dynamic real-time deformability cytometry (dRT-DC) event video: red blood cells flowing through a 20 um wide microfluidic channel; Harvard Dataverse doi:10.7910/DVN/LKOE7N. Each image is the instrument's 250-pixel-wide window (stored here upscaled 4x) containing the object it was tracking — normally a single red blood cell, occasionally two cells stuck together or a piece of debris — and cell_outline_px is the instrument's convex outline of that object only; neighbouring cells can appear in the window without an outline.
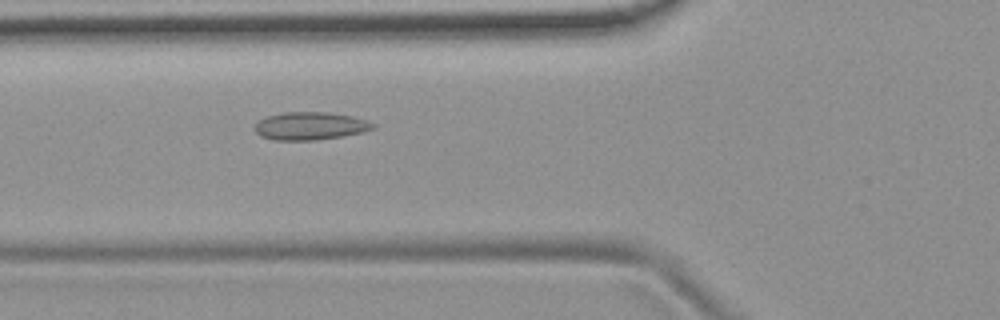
{"species": "common noctule bat (a hibernating species)", "species_latin": "Nyctalus noctula", "temperature_condition": "room temperature", "stored_images_in_passage": 53, "camera_frame_rate_fps": 3000, "um_per_image_px": 0.085, "animal": {"sex": "female", "body_mass_g": 19.9}, "frame": {"image": 1, "passage_image": 19, "time_ms": 6.0, "image_size_px": [1000, 320], "cell_outline_px": [[376, 128], [364, 132], [316, 140], [272, 140], [260, 136], [256, 132], [256, 124], [260, 120], [268, 116], [284, 112], [328, 112], [352, 116], [368, 120], [376, 124]], "centroid_in_image_um": [26.41, 10.7], "position_along_channel_um": 99.4, "area_um2": 19.19}}
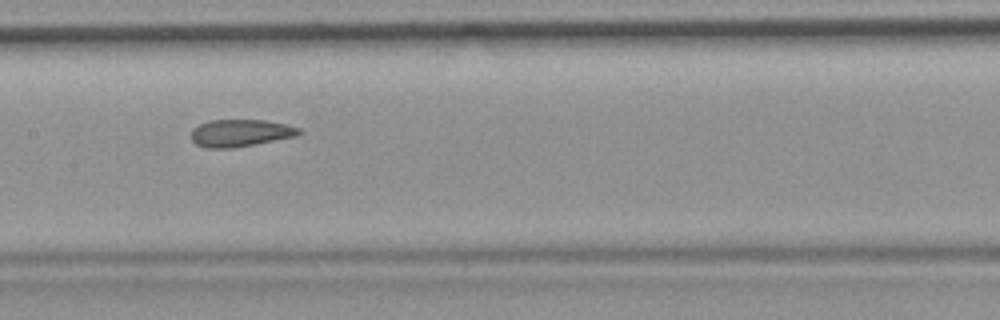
{"frame": {"image": 2, "passage_image": 26, "time_ms": 8.333, "image_size_px": [1000, 320], "cell_outline_px": [[304, 132], [300, 136], [232, 148], [204, 148], [196, 144], [192, 140], [192, 128], [208, 120], [264, 120], [284, 124], [300, 128]], "centroid_in_image_um": [20.46, 11.31], "position_along_channel_um": 186.9, "area_um2": 17.28}}
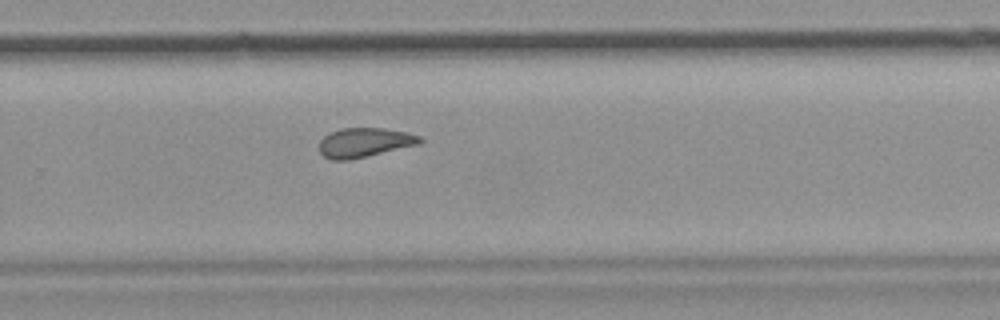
{"frame": {"image": 3, "passage_image": 35, "time_ms": 11.333, "image_size_px": [1000, 320], "cell_outline_px": [[424, 140], [420, 144], [348, 160], [332, 160], [324, 156], [320, 152], [320, 140], [328, 132], [340, 128], [384, 128], [408, 132], [420, 136]], "centroid_in_image_um": [30.99, 12.1], "position_along_channel_um": 298.8, "area_um2": 17.28}, "authors_computed_cell_mechanics": {"area_um2": 18.3804, "velocity_mm_per_s": 3.75, "shape_relaxation_time_tau1_ms": null, "shape_relaxation_time_tau2_ms": 2.5124, "deformation_change_tau1": null, "deformation_change_tau2": 0.0935}}